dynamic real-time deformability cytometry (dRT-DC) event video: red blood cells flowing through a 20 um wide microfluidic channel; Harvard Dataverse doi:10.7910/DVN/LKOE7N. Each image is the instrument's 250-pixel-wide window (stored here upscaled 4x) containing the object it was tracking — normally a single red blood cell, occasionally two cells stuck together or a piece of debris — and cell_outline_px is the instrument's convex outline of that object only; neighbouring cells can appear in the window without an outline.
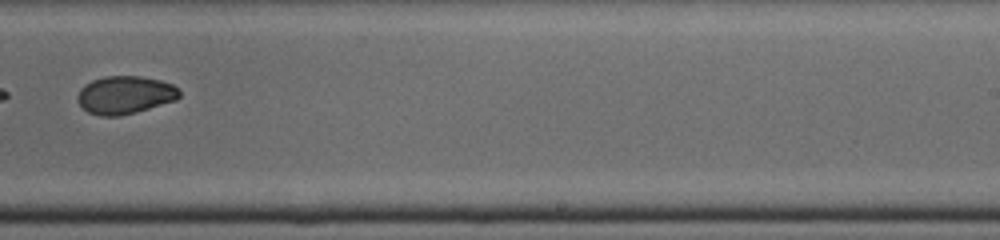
{"species": "common noctule bat (a hibernating species)", "species_latin": "Nyctalus noctula", "temperature_condition": "cold", "stored_images_in_passage": 35, "camera_frame_rate_fps": 3000, "um_per_image_px": 0.085, "animal": {"sex": "male", "body_mass_g": 19.0, "forearm_length_mm": 50.8}, "frame": {"image": 1, "passage_image": 25, "time_ms": 8.0, "image_size_px": [1000, 240], "cell_outline_px": [[180, 96], [176, 100], [136, 112], [120, 116], [100, 116], [88, 112], [76, 100], [76, 96], [80, 88], [84, 84], [92, 80], [104, 76], [140, 76], [160, 80], [172, 84], [180, 92]], "centroid_in_image_um": [10.59, 8.07], "position_along_channel_um": 278.4, "area_um2": 22.6}}
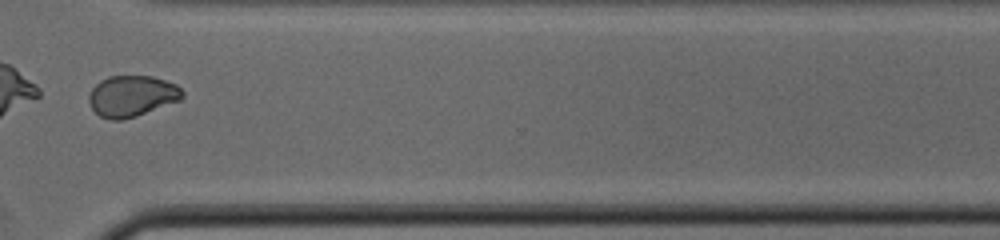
{"frame": {"image": 2, "passage_image": 30, "time_ms": 9.667, "image_size_px": [1000, 240], "cell_outline_px": [[184, 96], [180, 100], [136, 116], [120, 120], [112, 120], [100, 116], [92, 108], [88, 100], [88, 96], [92, 88], [100, 80], [108, 76], [152, 76], [176, 84], [184, 92]], "centroid_in_image_um": [11.2, 8.15], "position_along_channel_um": 359.4, "area_um2": 22.31}}